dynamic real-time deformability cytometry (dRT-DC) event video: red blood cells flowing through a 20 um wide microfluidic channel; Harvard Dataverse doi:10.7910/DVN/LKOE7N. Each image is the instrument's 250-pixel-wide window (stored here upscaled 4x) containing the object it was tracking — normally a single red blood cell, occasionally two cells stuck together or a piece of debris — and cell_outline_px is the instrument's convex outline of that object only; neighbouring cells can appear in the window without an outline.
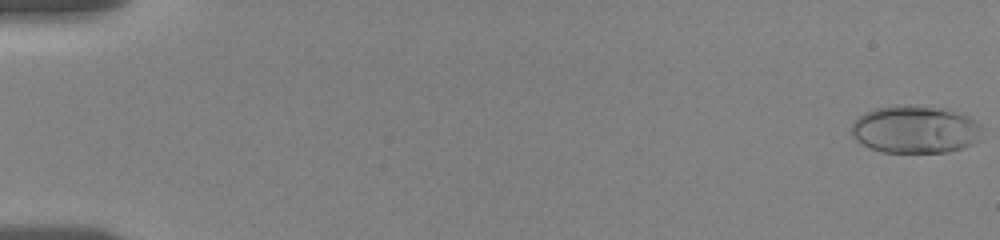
{"species": "human", "species_latin": "Homo sapiens", "temperature_condition": "room temperature", "stored_images_in_passage": 58, "camera_frame_rate_fps": 3000, "um_per_image_px": 0.085, "donor": {"sex": "female"}, "frame": {"image": 1, "passage_image": 1, "time_ms": 0.0, "image_size_px": [1000, 240], "cell_outline_px": [[980, 124], [976, 140], [972, 144], [964, 148], [948, 152], [884, 152], [872, 148], [856, 140], [852, 136], [852, 120], [864, 112], [876, 108], [908, 104], [916, 104], [944, 108], [968, 116], [976, 120]], "centroid_in_image_um": [77.76, 10.98], "position_along_channel_um": 7.2, "area_um2": 36.3}}
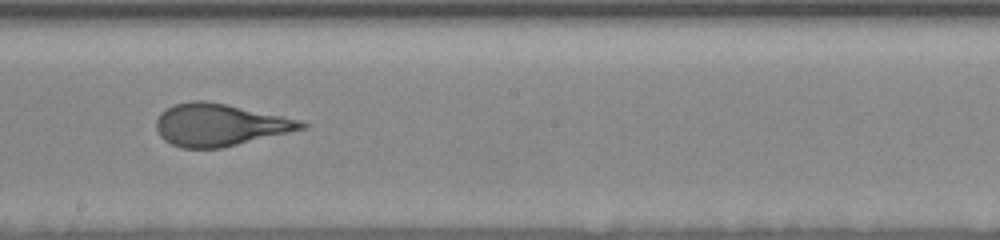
{"frame": {"image": 2, "passage_image": 34, "time_ms": 11.0, "image_size_px": [1000, 240], "cell_outline_px": [[308, 128], [220, 148], [180, 148], [164, 140], [160, 136], [156, 128], [156, 120], [160, 112], [176, 104], [192, 100], [204, 100], [284, 116], [300, 120], [308, 124]], "centroid_in_image_um": [18.67, 10.62], "position_along_channel_um": 229.5, "area_um2": 35.55}}
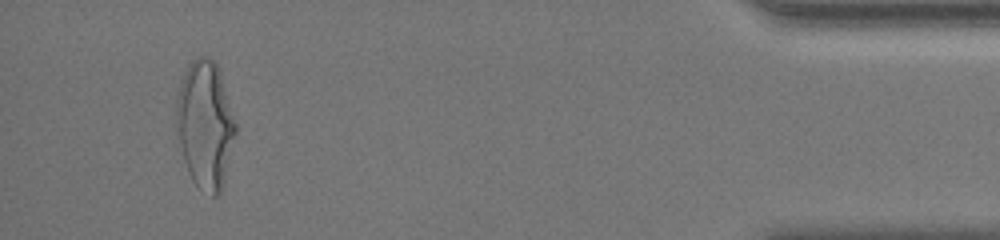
{"frame": {"image": 3, "passage_image": 55, "time_ms": 18.0, "image_size_px": [1000, 240], "cell_outline_px": [[236, 132], [224, 184], [220, 192], [216, 196], [212, 196], [196, 184], [192, 180], [188, 172], [184, 160], [176, 128], [176, 100], [180, 84], [184, 72], [188, 64], [192, 60], [200, 56], [208, 56], [216, 60], [220, 72], [236, 124]], "centroid_in_image_um": [17.44, 10.56], "position_along_channel_um": 417.8, "area_um2": 43.99}, "authors_computed_cell_mechanics": {"area_um2": 35.547, "velocity_mm_per_s": 3.5399, "shape_relaxation_time_tau1_ms": 4.8401, "shape_relaxation_time_tau2_ms": null, "deformation_change_tau1": 0.1979, "deformation_change_tau2": null}}